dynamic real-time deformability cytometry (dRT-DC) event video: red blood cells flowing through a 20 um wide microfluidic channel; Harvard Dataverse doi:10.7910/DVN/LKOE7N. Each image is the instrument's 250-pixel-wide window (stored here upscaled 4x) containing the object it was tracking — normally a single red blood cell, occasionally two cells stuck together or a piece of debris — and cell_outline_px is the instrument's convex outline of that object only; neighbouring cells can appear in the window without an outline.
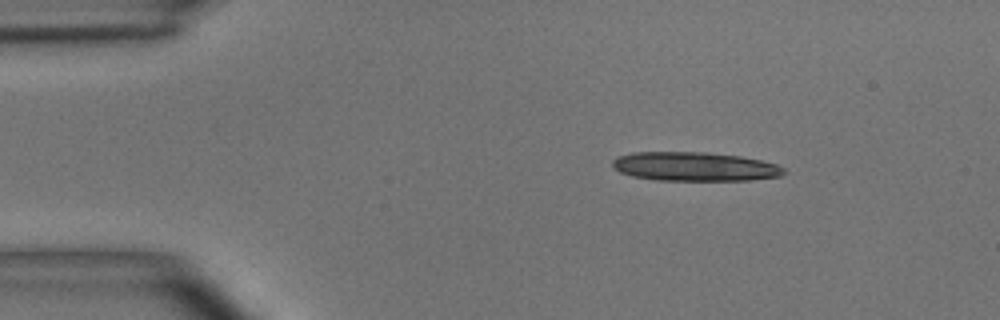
{"species": "common noctule bat (a hibernating species)", "species_latin": "Nyctalus noctula", "temperature_condition": "room temperature", "stored_images_in_passage": 3, "camera_frame_rate_fps": 3000, "um_per_image_px": 0.085, "animal": {"sex": "male", "body_mass_g": 15.6}, "frame": {"image": 1, "passage_image": 1, "time_ms": 0.0, "image_size_px": [1000, 320], "cell_outline_px": [[788, 172], [780, 176], [752, 180], [656, 180], [632, 176], [620, 172], [612, 168], [612, 160], [620, 156], [632, 152], [704, 152], [740, 156], [760, 160], [776, 164], [784, 168]], "centroid_in_image_um": [59.05, 14.16], "position_along_channel_um": 26.0, "area_um2": 29.02}}